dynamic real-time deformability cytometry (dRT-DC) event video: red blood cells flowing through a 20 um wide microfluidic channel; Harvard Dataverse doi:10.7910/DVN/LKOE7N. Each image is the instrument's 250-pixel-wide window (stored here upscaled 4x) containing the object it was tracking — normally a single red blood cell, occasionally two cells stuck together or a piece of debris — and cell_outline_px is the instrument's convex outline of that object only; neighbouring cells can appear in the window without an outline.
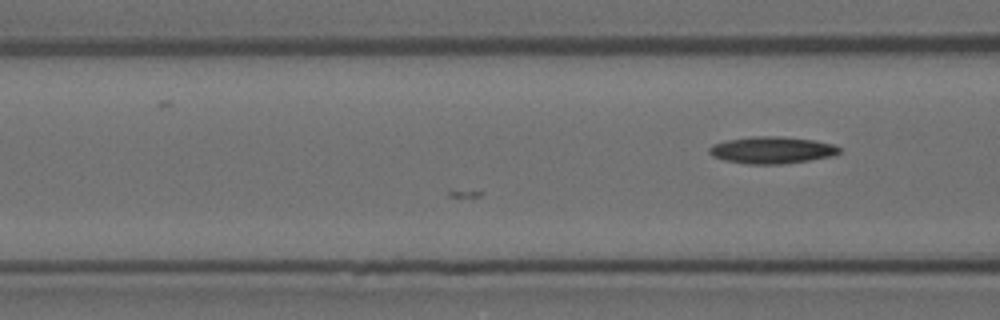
{"species": "Egyptian fruit bat (a non-hibernating species)", "species_latin": "Rousettus aegyptiacus", "temperature_condition": "room temperature", "stored_images_in_passage": 5, "camera_frame_rate_fps": 3000, "um_per_image_px": 0.085, "animal": {"sex": "female"}, "frame": {"image": 1, "passage_image": 5, "time_ms": 1.333, "image_size_px": [1000, 320], "cell_outline_px": [[840, 152], [832, 156], [808, 160], [780, 164], [748, 164], [724, 160], [712, 156], [708, 152], [708, 148], [712, 144], [728, 140], [752, 136], [780, 136], [812, 140], [832, 144], [840, 148]], "centroid_in_image_um": [65.56, 12.75], "position_along_channel_um": 101.0, "area_um2": 20.29}}